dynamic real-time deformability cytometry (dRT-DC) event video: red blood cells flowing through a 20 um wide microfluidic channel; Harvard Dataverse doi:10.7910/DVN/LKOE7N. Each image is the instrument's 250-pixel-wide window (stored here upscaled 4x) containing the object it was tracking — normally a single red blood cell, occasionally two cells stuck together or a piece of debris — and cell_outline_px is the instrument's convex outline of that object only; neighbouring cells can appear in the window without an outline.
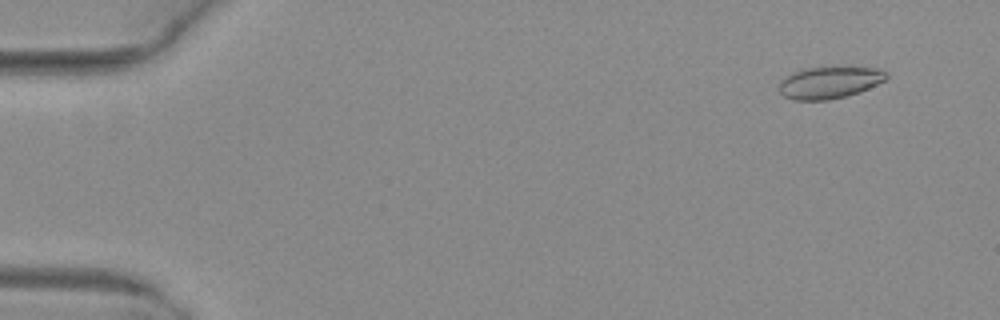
{"species": "common noctule bat (a hibernating species)", "species_latin": "Nyctalus noctula", "temperature_condition": "warm", "stored_images_in_passage": 14, "camera_frame_rate_fps": 3000, "um_per_image_px": 0.085, "animal": {"sex": "female", "body_mass_g": 29.2, "forearm_length_mm": 56.3}, "frame": {"image": 1, "passage_image": 5, "time_ms": 1.333, "image_size_px": [1000, 320], "cell_outline_px": [[888, 76], [884, 80], [860, 92], [828, 100], [796, 100], [784, 96], [780, 92], [780, 84], [784, 76], [792, 72], [804, 68], [832, 64], [876, 68], [888, 72]], "centroid_in_image_um": [70.51, 6.95], "position_along_channel_um": 14.5, "area_um2": 20.63}}